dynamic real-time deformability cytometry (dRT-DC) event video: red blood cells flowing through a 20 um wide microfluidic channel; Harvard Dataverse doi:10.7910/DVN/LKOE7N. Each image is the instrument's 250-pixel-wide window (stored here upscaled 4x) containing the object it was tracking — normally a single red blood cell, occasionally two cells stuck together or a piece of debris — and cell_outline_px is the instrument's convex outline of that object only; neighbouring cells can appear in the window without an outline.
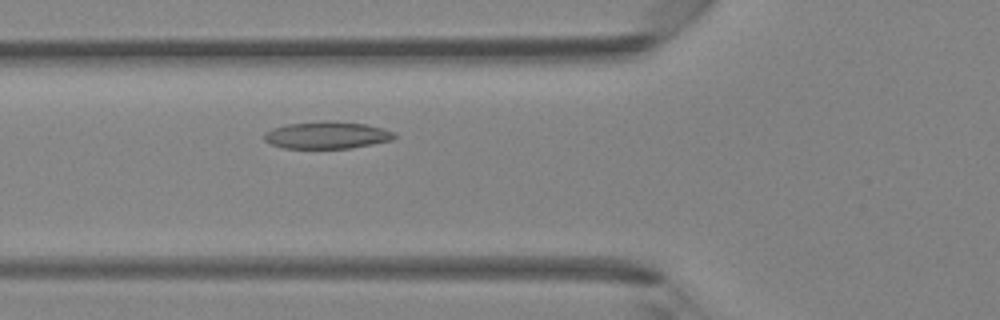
{"species": "Egyptian fruit bat (a non-hibernating species)", "species_latin": "Rousettus aegyptiacus", "temperature_condition": "room temperature", "stored_images_in_passage": 39, "camera_frame_rate_fps": 3000, "um_per_image_px": 0.085, "animal": {"sex": "female"}, "frame": {"image": 1, "passage_image": 12, "time_ms": 3.667, "image_size_px": [1000, 320], "cell_outline_px": [[396, 136], [392, 140], [352, 148], [284, 148], [272, 144], [264, 140], [264, 132], [272, 128], [284, 124], [324, 120], [328, 120], [364, 124], [384, 128], [396, 132]], "centroid_in_image_um": [27.79, 11.47], "position_along_channel_um": 98.0, "area_um2": 20.81}}
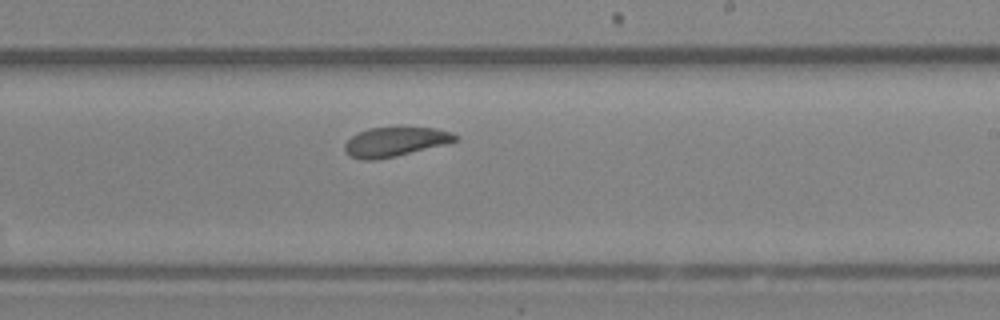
{"frame": {"image": 2, "passage_image": 22, "time_ms": 7.0, "image_size_px": [1000, 320], "cell_outline_px": [[460, 140], [448, 144], [396, 156], [376, 160], [364, 160], [352, 156], [344, 148], [344, 144], [356, 132], [368, 128], [396, 124], [436, 128], [452, 132], [460, 136]], "centroid_in_image_um": [33.67, 11.99], "position_along_channel_um": 255.3, "area_um2": 19.94}}
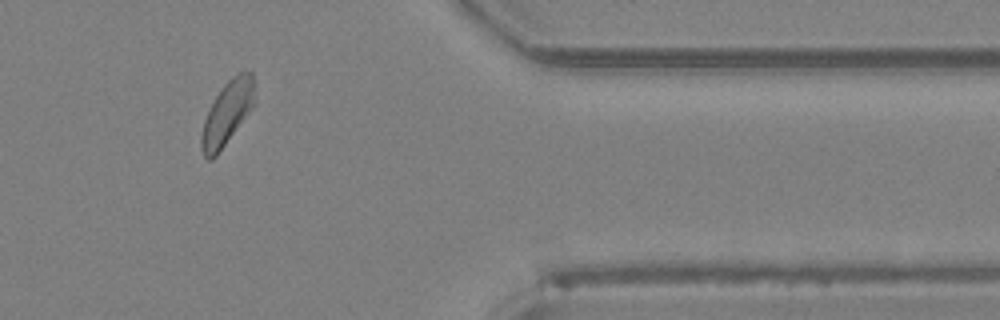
{"frame": {"image": 3, "passage_image": 32, "time_ms": 10.333, "image_size_px": [1000, 320], "cell_outline_px": [[256, 100], [252, 108], [216, 156], [212, 160], [208, 160], [204, 156], [200, 148], [200, 136], [204, 120], [216, 96], [224, 84], [236, 72], [252, 72]], "centroid_in_image_um": [19.31, 9.61], "position_along_channel_um": 392.1, "area_um2": 19.65}}